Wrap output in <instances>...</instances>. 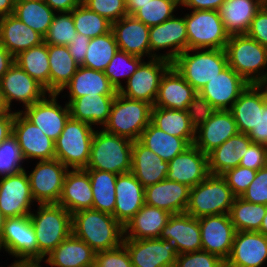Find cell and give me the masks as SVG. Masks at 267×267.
Masks as SVG:
<instances>
[{"instance_id":"obj_20","label":"cell","mask_w":267,"mask_h":267,"mask_svg":"<svg viewBox=\"0 0 267 267\" xmlns=\"http://www.w3.org/2000/svg\"><path fill=\"white\" fill-rule=\"evenodd\" d=\"M248 85L249 83L228 65L208 81L199 93L217 110H230Z\"/></svg>"},{"instance_id":"obj_15","label":"cell","mask_w":267,"mask_h":267,"mask_svg":"<svg viewBox=\"0 0 267 267\" xmlns=\"http://www.w3.org/2000/svg\"><path fill=\"white\" fill-rule=\"evenodd\" d=\"M150 58L160 57L172 62L179 54L188 49V36L184 17H171L149 29ZM171 50L166 54H156L159 49ZM156 51V52H155ZM153 52V54H152ZM155 52V54H154Z\"/></svg>"},{"instance_id":"obj_30","label":"cell","mask_w":267,"mask_h":267,"mask_svg":"<svg viewBox=\"0 0 267 267\" xmlns=\"http://www.w3.org/2000/svg\"><path fill=\"white\" fill-rule=\"evenodd\" d=\"M57 204L63 206L71 214L81 210L92 209V187L89 174L85 169L67 171L61 197Z\"/></svg>"},{"instance_id":"obj_9","label":"cell","mask_w":267,"mask_h":267,"mask_svg":"<svg viewBox=\"0 0 267 267\" xmlns=\"http://www.w3.org/2000/svg\"><path fill=\"white\" fill-rule=\"evenodd\" d=\"M184 20L188 49H225L229 35L217 10H193Z\"/></svg>"},{"instance_id":"obj_66","label":"cell","mask_w":267,"mask_h":267,"mask_svg":"<svg viewBox=\"0 0 267 267\" xmlns=\"http://www.w3.org/2000/svg\"><path fill=\"white\" fill-rule=\"evenodd\" d=\"M15 9V0H0V18L12 15Z\"/></svg>"},{"instance_id":"obj_27","label":"cell","mask_w":267,"mask_h":267,"mask_svg":"<svg viewBox=\"0 0 267 267\" xmlns=\"http://www.w3.org/2000/svg\"><path fill=\"white\" fill-rule=\"evenodd\" d=\"M189 192L187 185L164 179L145 187V204L166 210L170 214L185 213Z\"/></svg>"},{"instance_id":"obj_44","label":"cell","mask_w":267,"mask_h":267,"mask_svg":"<svg viewBox=\"0 0 267 267\" xmlns=\"http://www.w3.org/2000/svg\"><path fill=\"white\" fill-rule=\"evenodd\" d=\"M55 12L43 1L15 2V15L43 37L46 36Z\"/></svg>"},{"instance_id":"obj_28","label":"cell","mask_w":267,"mask_h":267,"mask_svg":"<svg viewBox=\"0 0 267 267\" xmlns=\"http://www.w3.org/2000/svg\"><path fill=\"white\" fill-rule=\"evenodd\" d=\"M149 29L131 15L111 24L119 50L142 58L144 54L150 55Z\"/></svg>"},{"instance_id":"obj_5","label":"cell","mask_w":267,"mask_h":267,"mask_svg":"<svg viewBox=\"0 0 267 267\" xmlns=\"http://www.w3.org/2000/svg\"><path fill=\"white\" fill-rule=\"evenodd\" d=\"M172 66L199 92L228 66V62L224 49H187L172 61Z\"/></svg>"},{"instance_id":"obj_45","label":"cell","mask_w":267,"mask_h":267,"mask_svg":"<svg viewBox=\"0 0 267 267\" xmlns=\"http://www.w3.org/2000/svg\"><path fill=\"white\" fill-rule=\"evenodd\" d=\"M267 212V206L236 197L229 216L236 231H258Z\"/></svg>"},{"instance_id":"obj_21","label":"cell","mask_w":267,"mask_h":267,"mask_svg":"<svg viewBox=\"0 0 267 267\" xmlns=\"http://www.w3.org/2000/svg\"><path fill=\"white\" fill-rule=\"evenodd\" d=\"M209 175L208 155L195 145H191L183 153L169 161V171L166 174V179L192 188Z\"/></svg>"},{"instance_id":"obj_12","label":"cell","mask_w":267,"mask_h":267,"mask_svg":"<svg viewBox=\"0 0 267 267\" xmlns=\"http://www.w3.org/2000/svg\"><path fill=\"white\" fill-rule=\"evenodd\" d=\"M68 170L58 159L39 161L28 175L34 201L38 204H57Z\"/></svg>"},{"instance_id":"obj_69","label":"cell","mask_w":267,"mask_h":267,"mask_svg":"<svg viewBox=\"0 0 267 267\" xmlns=\"http://www.w3.org/2000/svg\"><path fill=\"white\" fill-rule=\"evenodd\" d=\"M259 233L264 234L265 236H267V212L266 215L264 216L260 229L258 230Z\"/></svg>"},{"instance_id":"obj_32","label":"cell","mask_w":267,"mask_h":267,"mask_svg":"<svg viewBox=\"0 0 267 267\" xmlns=\"http://www.w3.org/2000/svg\"><path fill=\"white\" fill-rule=\"evenodd\" d=\"M266 2L264 0H226L217 10L226 33L245 35L252 19Z\"/></svg>"},{"instance_id":"obj_47","label":"cell","mask_w":267,"mask_h":267,"mask_svg":"<svg viewBox=\"0 0 267 267\" xmlns=\"http://www.w3.org/2000/svg\"><path fill=\"white\" fill-rule=\"evenodd\" d=\"M72 18L78 34L90 39L107 34L111 31V22L96 12L80 4L72 10Z\"/></svg>"},{"instance_id":"obj_3","label":"cell","mask_w":267,"mask_h":267,"mask_svg":"<svg viewBox=\"0 0 267 267\" xmlns=\"http://www.w3.org/2000/svg\"><path fill=\"white\" fill-rule=\"evenodd\" d=\"M133 141L103 129L93 135L90 158L85 169L123 174L131 172Z\"/></svg>"},{"instance_id":"obj_65","label":"cell","mask_w":267,"mask_h":267,"mask_svg":"<svg viewBox=\"0 0 267 267\" xmlns=\"http://www.w3.org/2000/svg\"><path fill=\"white\" fill-rule=\"evenodd\" d=\"M14 64V56L0 43V79Z\"/></svg>"},{"instance_id":"obj_59","label":"cell","mask_w":267,"mask_h":267,"mask_svg":"<svg viewBox=\"0 0 267 267\" xmlns=\"http://www.w3.org/2000/svg\"><path fill=\"white\" fill-rule=\"evenodd\" d=\"M246 35L267 48V2L252 19Z\"/></svg>"},{"instance_id":"obj_63","label":"cell","mask_w":267,"mask_h":267,"mask_svg":"<svg viewBox=\"0 0 267 267\" xmlns=\"http://www.w3.org/2000/svg\"><path fill=\"white\" fill-rule=\"evenodd\" d=\"M15 118V112L7 110L0 113V143L12 135V126Z\"/></svg>"},{"instance_id":"obj_49","label":"cell","mask_w":267,"mask_h":267,"mask_svg":"<svg viewBox=\"0 0 267 267\" xmlns=\"http://www.w3.org/2000/svg\"><path fill=\"white\" fill-rule=\"evenodd\" d=\"M179 5L180 0H151L144 5H139V9L132 16L151 27L173 17V12Z\"/></svg>"},{"instance_id":"obj_22","label":"cell","mask_w":267,"mask_h":267,"mask_svg":"<svg viewBox=\"0 0 267 267\" xmlns=\"http://www.w3.org/2000/svg\"><path fill=\"white\" fill-rule=\"evenodd\" d=\"M267 260V236L258 231H236L228 267H261Z\"/></svg>"},{"instance_id":"obj_43","label":"cell","mask_w":267,"mask_h":267,"mask_svg":"<svg viewBox=\"0 0 267 267\" xmlns=\"http://www.w3.org/2000/svg\"><path fill=\"white\" fill-rule=\"evenodd\" d=\"M14 62L29 76L41 84L49 94L50 64L48 45L45 42L20 52L14 57Z\"/></svg>"},{"instance_id":"obj_19","label":"cell","mask_w":267,"mask_h":267,"mask_svg":"<svg viewBox=\"0 0 267 267\" xmlns=\"http://www.w3.org/2000/svg\"><path fill=\"white\" fill-rule=\"evenodd\" d=\"M34 199L25 170L0 178V210L6 217L28 216Z\"/></svg>"},{"instance_id":"obj_34","label":"cell","mask_w":267,"mask_h":267,"mask_svg":"<svg viewBox=\"0 0 267 267\" xmlns=\"http://www.w3.org/2000/svg\"><path fill=\"white\" fill-rule=\"evenodd\" d=\"M171 215L166 210L144 204L124 226V239L159 238L161 230Z\"/></svg>"},{"instance_id":"obj_31","label":"cell","mask_w":267,"mask_h":267,"mask_svg":"<svg viewBox=\"0 0 267 267\" xmlns=\"http://www.w3.org/2000/svg\"><path fill=\"white\" fill-rule=\"evenodd\" d=\"M168 171V161H164L139 140L133 141L131 172L144 188L166 179Z\"/></svg>"},{"instance_id":"obj_53","label":"cell","mask_w":267,"mask_h":267,"mask_svg":"<svg viewBox=\"0 0 267 267\" xmlns=\"http://www.w3.org/2000/svg\"><path fill=\"white\" fill-rule=\"evenodd\" d=\"M256 173L257 171L247 167L237 166L226 171L221 176L226 180V183L232 190L233 194L236 197H241L255 179Z\"/></svg>"},{"instance_id":"obj_57","label":"cell","mask_w":267,"mask_h":267,"mask_svg":"<svg viewBox=\"0 0 267 267\" xmlns=\"http://www.w3.org/2000/svg\"><path fill=\"white\" fill-rule=\"evenodd\" d=\"M245 201L267 206V166L259 169L255 179L241 195Z\"/></svg>"},{"instance_id":"obj_67","label":"cell","mask_w":267,"mask_h":267,"mask_svg":"<svg viewBox=\"0 0 267 267\" xmlns=\"http://www.w3.org/2000/svg\"><path fill=\"white\" fill-rule=\"evenodd\" d=\"M151 0H126V7L128 15H133L138 9L139 5H144Z\"/></svg>"},{"instance_id":"obj_46","label":"cell","mask_w":267,"mask_h":267,"mask_svg":"<svg viewBox=\"0 0 267 267\" xmlns=\"http://www.w3.org/2000/svg\"><path fill=\"white\" fill-rule=\"evenodd\" d=\"M119 50L112 31L90 39L84 63L85 68L104 72L109 62Z\"/></svg>"},{"instance_id":"obj_6","label":"cell","mask_w":267,"mask_h":267,"mask_svg":"<svg viewBox=\"0 0 267 267\" xmlns=\"http://www.w3.org/2000/svg\"><path fill=\"white\" fill-rule=\"evenodd\" d=\"M152 107L145 101L130 99L117 92L103 130L137 141L151 122Z\"/></svg>"},{"instance_id":"obj_60","label":"cell","mask_w":267,"mask_h":267,"mask_svg":"<svg viewBox=\"0 0 267 267\" xmlns=\"http://www.w3.org/2000/svg\"><path fill=\"white\" fill-rule=\"evenodd\" d=\"M253 143L267 146V103L260 111L256 127L247 134Z\"/></svg>"},{"instance_id":"obj_25","label":"cell","mask_w":267,"mask_h":267,"mask_svg":"<svg viewBox=\"0 0 267 267\" xmlns=\"http://www.w3.org/2000/svg\"><path fill=\"white\" fill-rule=\"evenodd\" d=\"M238 127L230 110H217L196 129L194 145L208 154L230 137L238 134Z\"/></svg>"},{"instance_id":"obj_52","label":"cell","mask_w":267,"mask_h":267,"mask_svg":"<svg viewBox=\"0 0 267 267\" xmlns=\"http://www.w3.org/2000/svg\"><path fill=\"white\" fill-rule=\"evenodd\" d=\"M82 4L111 23L128 15L126 0H82Z\"/></svg>"},{"instance_id":"obj_61","label":"cell","mask_w":267,"mask_h":267,"mask_svg":"<svg viewBox=\"0 0 267 267\" xmlns=\"http://www.w3.org/2000/svg\"><path fill=\"white\" fill-rule=\"evenodd\" d=\"M90 38L76 34V38L67 46L73 59L81 66L84 63Z\"/></svg>"},{"instance_id":"obj_14","label":"cell","mask_w":267,"mask_h":267,"mask_svg":"<svg viewBox=\"0 0 267 267\" xmlns=\"http://www.w3.org/2000/svg\"><path fill=\"white\" fill-rule=\"evenodd\" d=\"M0 91L4 105L9 111L13 100L22 102L24 108H27L47 95L46 89L15 62L0 79Z\"/></svg>"},{"instance_id":"obj_38","label":"cell","mask_w":267,"mask_h":267,"mask_svg":"<svg viewBox=\"0 0 267 267\" xmlns=\"http://www.w3.org/2000/svg\"><path fill=\"white\" fill-rule=\"evenodd\" d=\"M116 95H86L73 99L69 105L70 116L92 125L104 126L109 118Z\"/></svg>"},{"instance_id":"obj_18","label":"cell","mask_w":267,"mask_h":267,"mask_svg":"<svg viewBox=\"0 0 267 267\" xmlns=\"http://www.w3.org/2000/svg\"><path fill=\"white\" fill-rule=\"evenodd\" d=\"M12 134L22 150L24 158L42 160L55 159V144L39 127L20 111L15 112Z\"/></svg>"},{"instance_id":"obj_70","label":"cell","mask_w":267,"mask_h":267,"mask_svg":"<svg viewBox=\"0 0 267 267\" xmlns=\"http://www.w3.org/2000/svg\"><path fill=\"white\" fill-rule=\"evenodd\" d=\"M6 218L7 217L0 210V237H1V234H2V231H3V227H4V224H5Z\"/></svg>"},{"instance_id":"obj_16","label":"cell","mask_w":267,"mask_h":267,"mask_svg":"<svg viewBox=\"0 0 267 267\" xmlns=\"http://www.w3.org/2000/svg\"><path fill=\"white\" fill-rule=\"evenodd\" d=\"M198 220L202 250L226 261L230 256L236 233L229 214L204 216Z\"/></svg>"},{"instance_id":"obj_26","label":"cell","mask_w":267,"mask_h":267,"mask_svg":"<svg viewBox=\"0 0 267 267\" xmlns=\"http://www.w3.org/2000/svg\"><path fill=\"white\" fill-rule=\"evenodd\" d=\"M267 103V84H249L232 105L239 133L248 134L256 127L260 111Z\"/></svg>"},{"instance_id":"obj_68","label":"cell","mask_w":267,"mask_h":267,"mask_svg":"<svg viewBox=\"0 0 267 267\" xmlns=\"http://www.w3.org/2000/svg\"><path fill=\"white\" fill-rule=\"evenodd\" d=\"M40 260H26V261H19L14 260L11 266L9 267H41Z\"/></svg>"},{"instance_id":"obj_37","label":"cell","mask_w":267,"mask_h":267,"mask_svg":"<svg viewBox=\"0 0 267 267\" xmlns=\"http://www.w3.org/2000/svg\"><path fill=\"white\" fill-rule=\"evenodd\" d=\"M67 88L69 90V102L86 95H116V89L111 85L108 77L102 71L79 66L71 80L58 93Z\"/></svg>"},{"instance_id":"obj_11","label":"cell","mask_w":267,"mask_h":267,"mask_svg":"<svg viewBox=\"0 0 267 267\" xmlns=\"http://www.w3.org/2000/svg\"><path fill=\"white\" fill-rule=\"evenodd\" d=\"M2 247L19 261L38 260V243L29 215L6 218L0 250Z\"/></svg>"},{"instance_id":"obj_55","label":"cell","mask_w":267,"mask_h":267,"mask_svg":"<svg viewBox=\"0 0 267 267\" xmlns=\"http://www.w3.org/2000/svg\"><path fill=\"white\" fill-rule=\"evenodd\" d=\"M216 111L217 109L199 92L193 97L186 109L187 115L195 129L206 123Z\"/></svg>"},{"instance_id":"obj_54","label":"cell","mask_w":267,"mask_h":267,"mask_svg":"<svg viewBox=\"0 0 267 267\" xmlns=\"http://www.w3.org/2000/svg\"><path fill=\"white\" fill-rule=\"evenodd\" d=\"M225 261L206 251H197L177 256L174 267H223Z\"/></svg>"},{"instance_id":"obj_51","label":"cell","mask_w":267,"mask_h":267,"mask_svg":"<svg viewBox=\"0 0 267 267\" xmlns=\"http://www.w3.org/2000/svg\"><path fill=\"white\" fill-rule=\"evenodd\" d=\"M24 160L19 143L13 134L10 135L0 143V178L25 170L21 164Z\"/></svg>"},{"instance_id":"obj_2","label":"cell","mask_w":267,"mask_h":267,"mask_svg":"<svg viewBox=\"0 0 267 267\" xmlns=\"http://www.w3.org/2000/svg\"><path fill=\"white\" fill-rule=\"evenodd\" d=\"M224 50L228 65L249 84H267V48L245 34L229 36Z\"/></svg>"},{"instance_id":"obj_17","label":"cell","mask_w":267,"mask_h":267,"mask_svg":"<svg viewBox=\"0 0 267 267\" xmlns=\"http://www.w3.org/2000/svg\"><path fill=\"white\" fill-rule=\"evenodd\" d=\"M48 95L49 99L45 96L40 101L25 108V111L20 112L55 142L70 117V109L67 103L65 107L57 103L59 94L49 93Z\"/></svg>"},{"instance_id":"obj_40","label":"cell","mask_w":267,"mask_h":267,"mask_svg":"<svg viewBox=\"0 0 267 267\" xmlns=\"http://www.w3.org/2000/svg\"><path fill=\"white\" fill-rule=\"evenodd\" d=\"M151 122L160 130L186 139L194 145L196 129L193 127L186 110L152 107Z\"/></svg>"},{"instance_id":"obj_7","label":"cell","mask_w":267,"mask_h":267,"mask_svg":"<svg viewBox=\"0 0 267 267\" xmlns=\"http://www.w3.org/2000/svg\"><path fill=\"white\" fill-rule=\"evenodd\" d=\"M236 196L221 175H209L190 188L185 213L201 218L210 215L229 214Z\"/></svg>"},{"instance_id":"obj_24","label":"cell","mask_w":267,"mask_h":267,"mask_svg":"<svg viewBox=\"0 0 267 267\" xmlns=\"http://www.w3.org/2000/svg\"><path fill=\"white\" fill-rule=\"evenodd\" d=\"M115 219L124 227L145 204V188L132 172L118 174L115 185Z\"/></svg>"},{"instance_id":"obj_36","label":"cell","mask_w":267,"mask_h":267,"mask_svg":"<svg viewBox=\"0 0 267 267\" xmlns=\"http://www.w3.org/2000/svg\"><path fill=\"white\" fill-rule=\"evenodd\" d=\"M252 143L247 134L238 133L213 149L208 155V169L211 175H222L239 166L249 145Z\"/></svg>"},{"instance_id":"obj_42","label":"cell","mask_w":267,"mask_h":267,"mask_svg":"<svg viewBox=\"0 0 267 267\" xmlns=\"http://www.w3.org/2000/svg\"><path fill=\"white\" fill-rule=\"evenodd\" d=\"M85 170L89 174L92 187V209L114 216L116 203L115 185L117 174L96 169Z\"/></svg>"},{"instance_id":"obj_58","label":"cell","mask_w":267,"mask_h":267,"mask_svg":"<svg viewBox=\"0 0 267 267\" xmlns=\"http://www.w3.org/2000/svg\"><path fill=\"white\" fill-rule=\"evenodd\" d=\"M239 166L255 171L267 166V146L252 142L242 157Z\"/></svg>"},{"instance_id":"obj_71","label":"cell","mask_w":267,"mask_h":267,"mask_svg":"<svg viewBox=\"0 0 267 267\" xmlns=\"http://www.w3.org/2000/svg\"><path fill=\"white\" fill-rule=\"evenodd\" d=\"M7 111V109H6V107H5V105H4V102H3V100H2V97H1V91H0V113H4V112H6Z\"/></svg>"},{"instance_id":"obj_39","label":"cell","mask_w":267,"mask_h":267,"mask_svg":"<svg viewBox=\"0 0 267 267\" xmlns=\"http://www.w3.org/2000/svg\"><path fill=\"white\" fill-rule=\"evenodd\" d=\"M48 57L49 93L58 94L71 80L80 65L73 59L67 46L48 45Z\"/></svg>"},{"instance_id":"obj_1","label":"cell","mask_w":267,"mask_h":267,"mask_svg":"<svg viewBox=\"0 0 267 267\" xmlns=\"http://www.w3.org/2000/svg\"><path fill=\"white\" fill-rule=\"evenodd\" d=\"M72 233L95 252L115 249L124 239V227L115 217L95 209L72 214Z\"/></svg>"},{"instance_id":"obj_4","label":"cell","mask_w":267,"mask_h":267,"mask_svg":"<svg viewBox=\"0 0 267 267\" xmlns=\"http://www.w3.org/2000/svg\"><path fill=\"white\" fill-rule=\"evenodd\" d=\"M30 219L38 243V260L43 261L72 233V214L58 204H39Z\"/></svg>"},{"instance_id":"obj_64","label":"cell","mask_w":267,"mask_h":267,"mask_svg":"<svg viewBox=\"0 0 267 267\" xmlns=\"http://www.w3.org/2000/svg\"><path fill=\"white\" fill-rule=\"evenodd\" d=\"M53 11L70 12L82 3V0H43Z\"/></svg>"},{"instance_id":"obj_56","label":"cell","mask_w":267,"mask_h":267,"mask_svg":"<svg viewBox=\"0 0 267 267\" xmlns=\"http://www.w3.org/2000/svg\"><path fill=\"white\" fill-rule=\"evenodd\" d=\"M94 267H133L130 255L122 244L112 249L95 253Z\"/></svg>"},{"instance_id":"obj_13","label":"cell","mask_w":267,"mask_h":267,"mask_svg":"<svg viewBox=\"0 0 267 267\" xmlns=\"http://www.w3.org/2000/svg\"><path fill=\"white\" fill-rule=\"evenodd\" d=\"M133 267H174L178 251L171 241L159 238L123 239Z\"/></svg>"},{"instance_id":"obj_50","label":"cell","mask_w":267,"mask_h":267,"mask_svg":"<svg viewBox=\"0 0 267 267\" xmlns=\"http://www.w3.org/2000/svg\"><path fill=\"white\" fill-rule=\"evenodd\" d=\"M76 34L72 11L60 12V15L54 14L44 42L47 45L68 46L76 38Z\"/></svg>"},{"instance_id":"obj_62","label":"cell","mask_w":267,"mask_h":267,"mask_svg":"<svg viewBox=\"0 0 267 267\" xmlns=\"http://www.w3.org/2000/svg\"><path fill=\"white\" fill-rule=\"evenodd\" d=\"M226 0H180L181 6L189 7L190 10H218Z\"/></svg>"},{"instance_id":"obj_72","label":"cell","mask_w":267,"mask_h":267,"mask_svg":"<svg viewBox=\"0 0 267 267\" xmlns=\"http://www.w3.org/2000/svg\"><path fill=\"white\" fill-rule=\"evenodd\" d=\"M27 1H37V0H15V2H27Z\"/></svg>"},{"instance_id":"obj_23","label":"cell","mask_w":267,"mask_h":267,"mask_svg":"<svg viewBox=\"0 0 267 267\" xmlns=\"http://www.w3.org/2000/svg\"><path fill=\"white\" fill-rule=\"evenodd\" d=\"M159 239L175 244L179 255L202 250L199 220L187 213L172 214Z\"/></svg>"},{"instance_id":"obj_35","label":"cell","mask_w":267,"mask_h":267,"mask_svg":"<svg viewBox=\"0 0 267 267\" xmlns=\"http://www.w3.org/2000/svg\"><path fill=\"white\" fill-rule=\"evenodd\" d=\"M95 251L84 241L71 233L50 254L46 263L52 267L94 266Z\"/></svg>"},{"instance_id":"obj_29","label":"cell","mask_w":267,"mask_h":267,"mask_svg":"<svg viewBox=\"0 0 267 267\" xmlns=\"http://www.w3.org/2000/svg\"><path fill=\"white\" fill-rule=\"evenodd\" d=\"M197 91L171 66L162 76L153 107L186 110Z\"/></svg>"},{"instance_id":"obj_10","label":"cell","mask_w":267,"mask_h":267,"mask_svg":"<svg viewBox=\"0 0 267 267\" xmlns=\"http://www.w3.org/2000/svg\"><path fill=\"white\" fill-rule=\"evenodd\" d=\"M171 66L172 62L160 57L152 58L147 63L143 61L127 80L126 86L121 87L118 93L130 99L145 101L153 106L162 76Z\"/></svg>"},{"instance_id":"obj_41","label":"cell","mask_w":267,"mask_h":267,"mask_svg":"<svg viewBox=\"0 0 267 267\" xmlns=\"http://www.w3.org/2000/svg\"><path fill=\"white\" fill-rule=\"evenodd\" d=\"M139 141L168 162L191 146L186 139L162 131L152 122L142 131Z\"/></svg>"},{"instance_id":"obj_33","label":"cell","mask_w":267,"mask_h":267,"mask_svg":"<svg viewBox=\"0 0 267 267\" xmlns=\"http://www.w3.org/2000/svg\"><path fill=\"white\" fill-rule=\"evenodd\" d=\"M43 42L44 37L41 34L28 27L15 15L0 18V43L14 57Z\"/></svg>"},{"instance_id":"obj_48","label":"cell","mask_w":267,"mask_h":267,"mask_svg":"<svg viewBox=\"0 0 267 267\" xmlns=\"http://www.w3.org/2000/svg\"><path fill=\"white\" fill-rule=\"evenodd\" d=\"M142 62V57L118 50L106 67L104 74L118 92L124 86L120 80L125 77L128 80Z\"/></svg>"},{"instance_id":"obj_8","label":"cell","mask_w":267,"mask_h":267,"mask_svg":"<svg viewBox=\"0 0 267 267\" xmlns=\"http://www.w3.org/2000/svg\"><path fill=\"white\" fill-rule=\"evenodd\" d=\"M93 129L89 123L70 116L60 136L54 142L55 159L68 169H85L90 158L95 132Z\"/></svg>"}]
</instances>
